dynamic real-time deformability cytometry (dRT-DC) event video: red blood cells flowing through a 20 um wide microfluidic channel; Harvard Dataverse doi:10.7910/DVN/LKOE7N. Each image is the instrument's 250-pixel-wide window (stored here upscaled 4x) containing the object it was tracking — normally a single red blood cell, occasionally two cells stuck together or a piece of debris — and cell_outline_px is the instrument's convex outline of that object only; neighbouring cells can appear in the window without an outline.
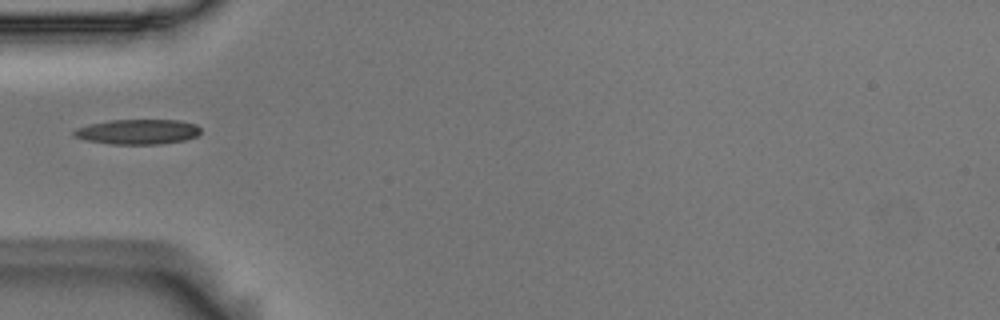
{"species": "Egyptian fruit bat (a non-hibernating species)", "species_latin": "Rousettus aegyptiacus", "temperature_condition": "room temperature", "stored_images_in_passage": 1, "camera_frame_rate_fps": 3000, "um_per_image_px": 0.085, "animal": {"sex": "male"}, "frame": {"image": 1, "passage_image": 1, "time_ms": 0.0, "image_size_px": [1000, 320], "cell_outline_px": [[200, 132], [196, 136], [184, 140], [160, 144], [112, 144], [84, 140], [72, 136], [72, 132], [76, 128], [88, 124], [108, 120], [180, 120], [196, 124], [200, 128]], "centroid_in_image_um": [11.66, 11.19], "position_along_channel_um": 73.3, "area_um2": 18.61}}